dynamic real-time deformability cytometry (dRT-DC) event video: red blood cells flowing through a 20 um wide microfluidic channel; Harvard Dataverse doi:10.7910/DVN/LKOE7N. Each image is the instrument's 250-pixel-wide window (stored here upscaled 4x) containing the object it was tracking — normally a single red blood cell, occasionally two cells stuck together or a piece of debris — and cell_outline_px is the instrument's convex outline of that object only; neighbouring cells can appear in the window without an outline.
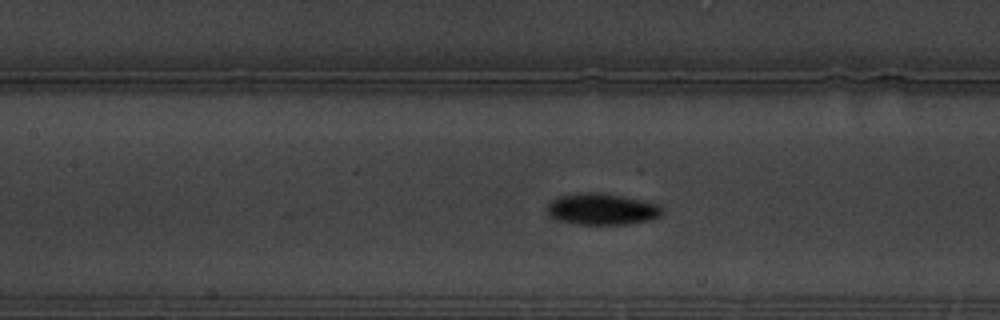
{"species": "common noctule bat (a hibernating species)", "species_latin": "Nyctalus noctula", "temperature_condition": "warm", "stored_images_in_passage": 49, "camera_frame_rate_fps": 3000, "um_per_image_px": 0.085, "animal": {"sex": "male", "body_mass_g": 19.5, "forearm_length_mm": 54.6}, "frame": {"image": 1, "passage_image": 15, "time_ms": 4.667, "image_size_px": [1000, 320], "cell_outline_px": [[660, 216], [652, 220], [628, 224], [576, 224], [560, 220], [548, 216], [548, 204], [556, 196], [580, 192], [600, 192], [660, 204]], "centroid_in_image_um": [51.13, 17.77], "position_along_channel_um": 156.3, "area_um2": 21.04}, "authors_computed_cell_mechanics": {"area_um2": 20.3456, "velocity_mm_per_s": 3.345, "shape_relaxation_time_tau1_ms": 2.937, "shape_relaxation_time_tau2_ms": 8.4621, "deformation_change_tau1": 0.1454, "deformation_change_tau2": 0.0605}}